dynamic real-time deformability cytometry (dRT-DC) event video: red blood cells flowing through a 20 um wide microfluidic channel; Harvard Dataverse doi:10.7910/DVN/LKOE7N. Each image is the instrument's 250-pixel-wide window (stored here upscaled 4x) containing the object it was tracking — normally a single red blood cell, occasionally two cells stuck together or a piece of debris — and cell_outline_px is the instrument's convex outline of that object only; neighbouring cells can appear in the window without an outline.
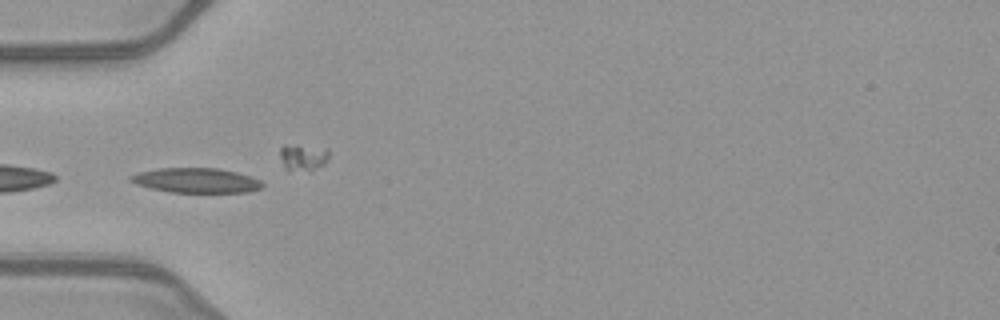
{"species": "common noctule bat (a hibernating species)", "species_latin": "Nyctalus noctula", "temperature_condition": "warm", "stored_images_in_passage": 44, "camera_frame_rate_fps": 3000, "um_per_image_px": 0.085, "animal": {"sex": "female", "body_mass_g": 21.9}, "frame": {"image": 1, "passage_image": 18, "time_ms": 5.667, "image_size_px": [1000, 320], "cell_outline_px": [[264, 188], [248, 192], [168, 192], [136, 184], [128, 180], [128, 176], [140, 172], [160, 168], [220, 168], [252, 176], [260, 180], [264, 184]], "centroid_in_image_um": [16.71, 15.33], "position_along_channel_um": 68.3, "area_um2": 19.13}, "authors_computed_cell_mechanics": {"area_um2": 18.3804, "velocity_mm_per_s": 3.9971, "shape_relaxation_time_tau1_ms": 4.3451, "shape_relaxation_time_tau2_ms": 6.1498, "deformation_change_tau1": 0.1243, "deformation_change_tau2": 0.1169}}